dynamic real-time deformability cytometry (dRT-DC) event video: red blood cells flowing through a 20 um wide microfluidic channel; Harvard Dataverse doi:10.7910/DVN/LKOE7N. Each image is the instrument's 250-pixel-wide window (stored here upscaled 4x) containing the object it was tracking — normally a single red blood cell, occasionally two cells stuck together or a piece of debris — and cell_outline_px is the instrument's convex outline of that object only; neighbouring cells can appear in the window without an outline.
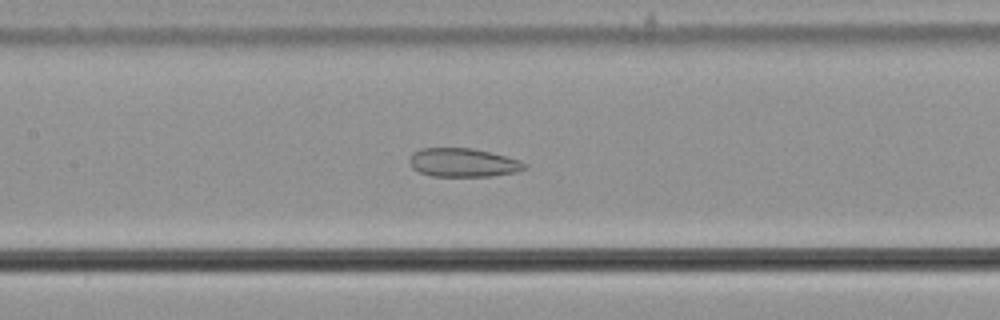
{"species": "common noctule bat (a hibernating species)", "species_latin": "Nyctalus noctula", "temperature_condition": "cold", "stored_images_in_passage": 56, "camera_frame_rate_fps": 3000, "um_per_image_px": 0.085, "animal": {"sex": "male", "body_mass_g": 21.5, "forearm_length_mm": 52.0}, "frame": {"image": 1, "passage_image": 27, "time_ms": 8.667, "image_size_px": [1000, 320], "cell_outline_px": [[528, 168], [516, 172], [492, 176], [432, 176], [420, 172], [412, 168], [408, 160], [412, 152], [420, 148], [472, 148], [520, 160], [528, 164]], "centroid_in_image_um": [39.35, 13.82], "position_along_channel_um": 168.0, "area_um2": 19.31}}
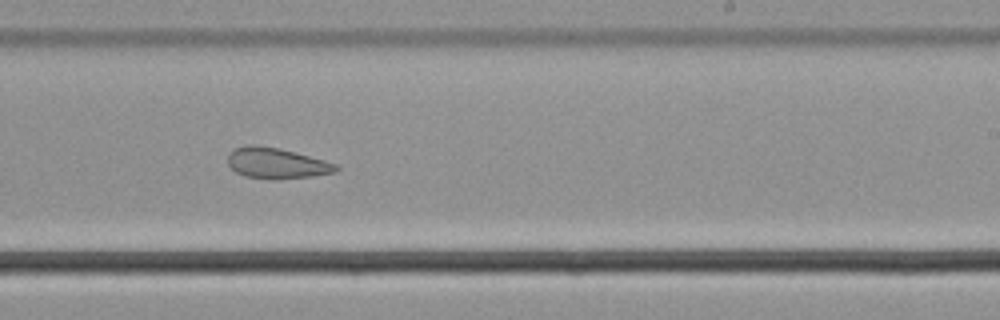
{"frame": {"image": 2, "passage_image": 35, "time_ms": 11.333, "image_size_px": [1000, 320], "cell_outline_px": [[340, 168], [336, 172], [312, 176], [244, 176], [236, 172], [228, 164], [228, 152], [232, 148], [248, 144], [256, 144], [276, 148], [324, 160], [336, 164]], "centroid_in_image_um": [23.45, 13.81], "position_along_channel_um": 265.5, "area_um2": 18.44}}
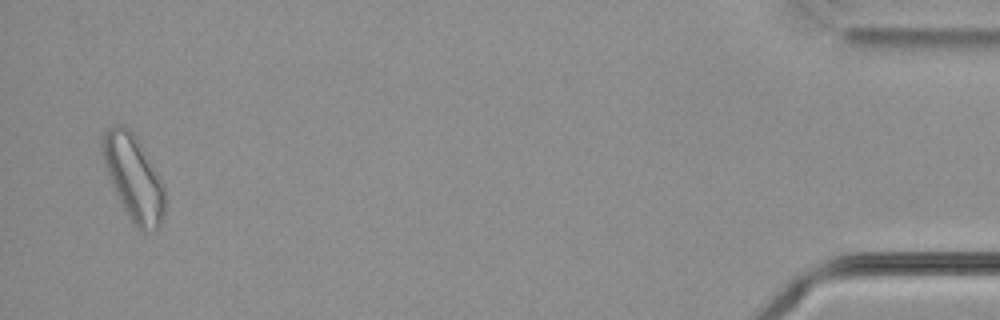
{"frame": {"image": 3, "passage_image": 55, "time_ms": 18.0, "image_size_px": [1000, 320], "cell_outline_px": [[164, 216], [156, 232], [140, 232], [132, 224], [112, 184], [104, 164], [100, 152], [100, 140], [104, 132], [108, 128], [116, 124], [124, 124], [136, 136], [164, 184]], "centroid_in_image_um": [11.34, 15.12], "position_along_channel_um": 423.9, "area_um2": 31.27}, "authors_computed_cell_mechanics": {"area_um2": 25.4898, "velocity_mm_per_s": 3.6703, "shape_relaxation_time_tau1_ms": null, "shape_relaxation_time_tau2_ms": 4.9796, "deformation_change_tau1": null, "deformation_change_tau2": 0.1154}}